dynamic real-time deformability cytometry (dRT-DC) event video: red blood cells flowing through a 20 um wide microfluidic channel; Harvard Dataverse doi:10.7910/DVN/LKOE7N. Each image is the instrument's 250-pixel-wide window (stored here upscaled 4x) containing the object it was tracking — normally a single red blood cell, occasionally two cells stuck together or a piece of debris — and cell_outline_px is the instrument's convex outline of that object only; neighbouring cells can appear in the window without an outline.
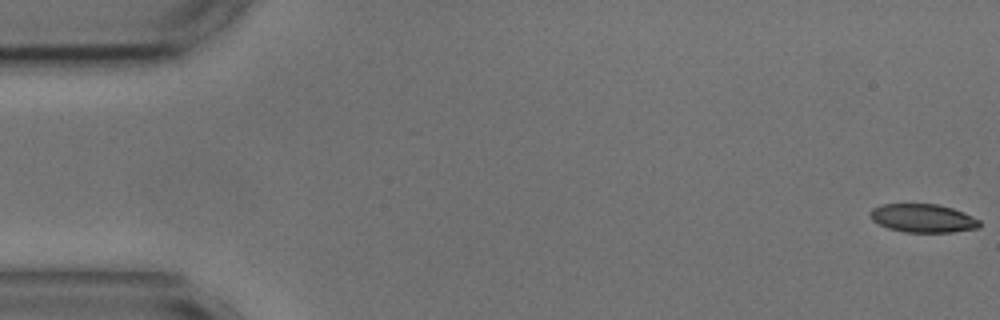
{"species": "common noctule bat (a hibernating species)", "species_latin": "Nyctalus noctula", "temperature_condition": "cold", "stored_images_in_passage": 56, "camera_frame_rate_fps": 3000, "um_per_image_px": 0.085, "animal": {"sex": "male", "body_mass_g": 17.9, "forearm_length_mm": 54.2}, "frame": {"image": 1, "passage_image": 1, "time_ms": 0.0, "image_size_px": [1000, 320], "cell_outline_px": [[980, 228], [952, 232], [904, 232], [888, 228], [872, 220], [868, 216], [868, 212], [872, 208], [880, 204], [936, 204], [952, 208], [964, 212], [980, 220]], "centroid_in_image_um": [78.43, 18.54], "position_along_channel_um": 6.6, "area_um2": 18.26}}
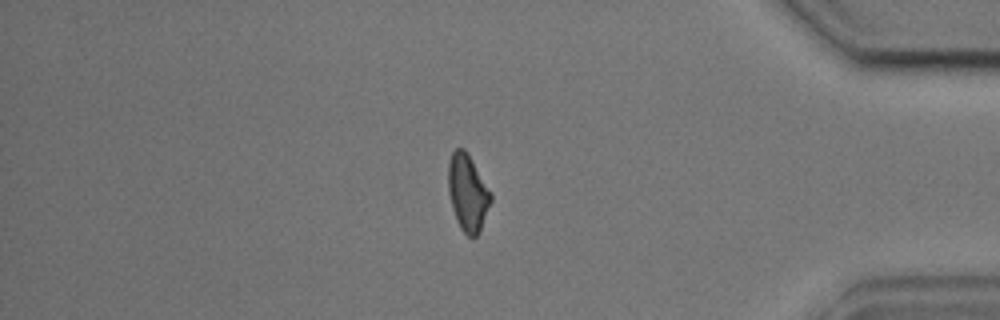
{"frame": {"image": 2, "passage_image": 47, "time_ms": 15.333, "image_size_px": [1000, 320], "cell_outline_px": [[492, 200], [480, 232], [472, 240], [460, 228], [456, 220], [452, 208], [448, 192], [448, 160], [452, 152], [456, 148], [464, 148], [468, 152], [492, 192]], "centroid_in_image_um": [39.76, 16.38], "position_along_channel_um": 395.4, "area_um2": 19.54}, "authors_computed_cell_mechanics": {"area_um2": 19.4497, "velocity_mm_per_s": 3.6054, "shape_relaxation_time_tau1_ms": null, "shape_relaxation_time_tau2_ms": 4.3815, "deformation_change_tau1": null, "deformation_change_tau2": 0.1194}}